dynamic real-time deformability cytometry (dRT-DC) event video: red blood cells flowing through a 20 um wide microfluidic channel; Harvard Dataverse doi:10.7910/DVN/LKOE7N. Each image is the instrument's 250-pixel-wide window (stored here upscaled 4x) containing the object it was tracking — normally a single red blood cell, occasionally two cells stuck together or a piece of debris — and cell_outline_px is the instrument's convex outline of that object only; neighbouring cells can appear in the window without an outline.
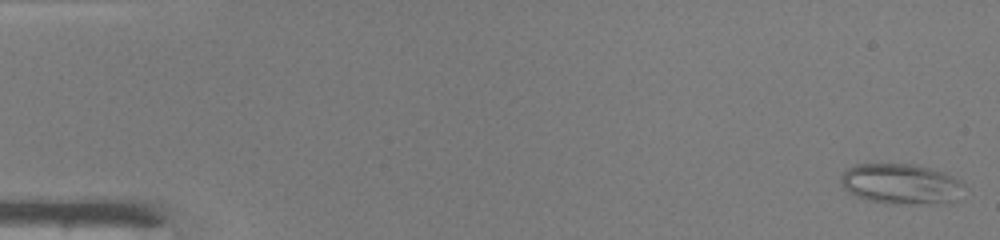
{"species": "common noctule bat (a hibernating species)", "species_latin": "Nyctalus noctula", "temperature_condition": "warm", "stored_images_in_passage": 48, "camera_frame_rate_fps": 3000, "um_per_image_px": 0.085, "animal": {"sex": "male", "body_mass_g": 19.0, "forearm_length_mm": 50.8}, "frame": {"image": 1, "passage_image": 1, "time_ms": 0.0, "image_size_px": [1000, 240], "cell_outline_px": [[964, 184], [956, 200], [944, 204], [896, 204], [868, 200], [856, 196], [844, 188], [840, 180], [840, 176], [848, 168], [856, 164], [916, 164], [944, 172], [960, 180]], "centroid_in_image_um": [76.6, 15.64], "position_along_channel_um": 8.4, "area_um2": 29.13}}
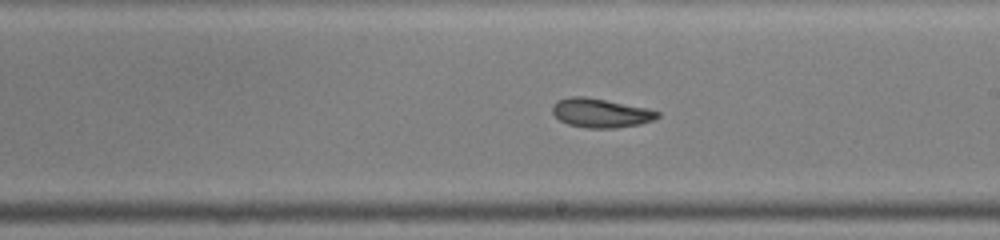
{"frame": {"image": 2, "passage_image": 28, "time_ms": 9.0, "image_size_px": [1000, 240], "cell_outline_px": [[660, 116], [652, 120], [640, 124], [616, 128], [588, 128], [568, 124], [560, 120], [552, 112], [552, 104], [556, 100], [572, 96], [584, 96], [644, 108], [660, 112]], "centroid_in_image_um": [51.01, 9.61], "position_along_channel_um": 238.0, "area_um2": 17.57}}
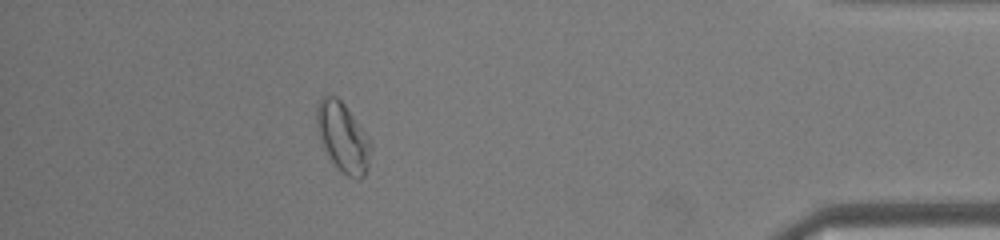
{"frame": {"image": 3, "passage_image": 43, "time_ms": 14.0, "image_size_px": [1000, 240], "cell_outline_px": [[372, 148], [368, 168], [364, 176], [360, 180], [348, 176], [336, 168], [328, 156], [320, 140], [316, 124], [316, 108], [320, 100], [324, 96], [336, 96], [344, 104], [372, 140]], "centroid_in_image_um": [29.17, 11.7], "position_along_channel_um": 406.0, "area_um2": 22.14}, "authors_computed_cell_mechanics": {"area_um2": 19.652, "velocity_mm_per_s": 4.2268, "shape_relaxation_time_tau1_ms": null, "shape_relaxation_time_tau2_ms": 3.7559, "deformation_change_tau1": null, "deformation_change_tau2": 0.1017}}